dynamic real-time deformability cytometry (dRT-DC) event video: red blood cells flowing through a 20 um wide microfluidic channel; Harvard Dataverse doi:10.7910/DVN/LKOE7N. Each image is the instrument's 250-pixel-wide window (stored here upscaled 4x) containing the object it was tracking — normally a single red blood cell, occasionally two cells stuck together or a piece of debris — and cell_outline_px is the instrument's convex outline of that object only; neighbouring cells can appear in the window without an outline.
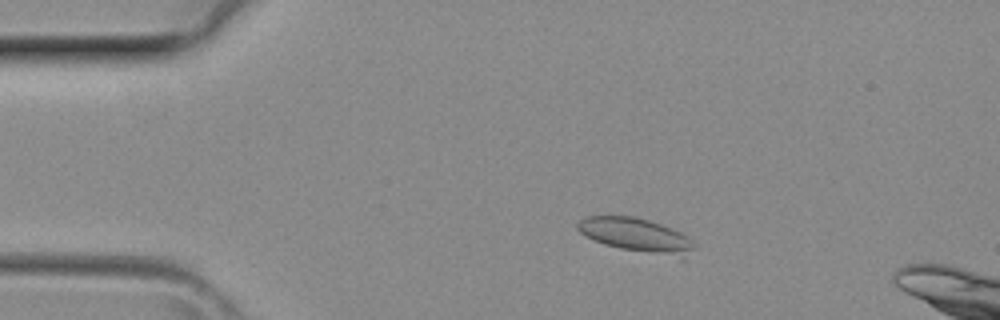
{"species": "common noctule bat (a hibernating species)", "species_latin": "Nyctalus noctula", "temperature_condition": "room temperature", "stored_images_in_passage": 9, "camera_frame_rate_fps": 3000, "um_per_image_px": 0.085, "animal": {"sex": "female", "body_mass_g": 29.2, "forearm_length_mm": 56.3}, "frame": {"image": 1, "passage_image": 6, "time_ms": 1.667, "image_size_px": [1000, 320], "cell_outline_px": [[696, 244], [684, 260], [680, 260], [620, 248], [604, 244], [580, 232], [576, 228], [576, 224], [580, 220], [588, 216], [632, 216], [648, 220], [660, 224], [680, 232], [688, 236]], "centroid_in_image_um": [54.16, 20.03], "position_along_channel_um": 30.8, "area_um2": 23.35}}